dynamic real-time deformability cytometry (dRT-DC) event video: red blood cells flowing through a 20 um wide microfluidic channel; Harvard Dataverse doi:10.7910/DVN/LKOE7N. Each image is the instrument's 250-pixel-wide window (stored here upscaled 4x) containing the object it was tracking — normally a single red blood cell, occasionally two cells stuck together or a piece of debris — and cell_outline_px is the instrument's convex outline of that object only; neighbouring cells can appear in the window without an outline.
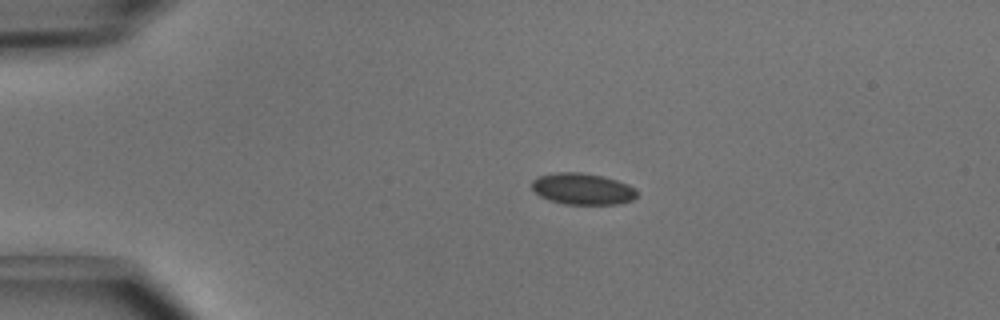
{"species": "common noctule bat (a hibernating species)", "species_latin": "Nyctalus noctula", "temperature_condition": "cold", "stored_images_in_passage": 4, "camera_frame_rate_fps": 3000, "um_per_image_px": 0.085, "animal": {"sex": "male", "body_mass_g": 15.6}, "frame": {"image": 1, "passage_image": 3, "time_ms": 0.667, "image_size_px": [1000, 320], "cell_outline_px": [[636, 196], [632, 200], [620, 204], [564, 204], [548, 200], [540, 196], [532, 188], [532, 180], [536, 176], [556, 172], [580, 172], [604, 176], [628, 184], [636, 188]], "centroid_in_image_um": [49.5, 16.05], "position_along_channel_um": 35.5, "area_um2": 19.42}}